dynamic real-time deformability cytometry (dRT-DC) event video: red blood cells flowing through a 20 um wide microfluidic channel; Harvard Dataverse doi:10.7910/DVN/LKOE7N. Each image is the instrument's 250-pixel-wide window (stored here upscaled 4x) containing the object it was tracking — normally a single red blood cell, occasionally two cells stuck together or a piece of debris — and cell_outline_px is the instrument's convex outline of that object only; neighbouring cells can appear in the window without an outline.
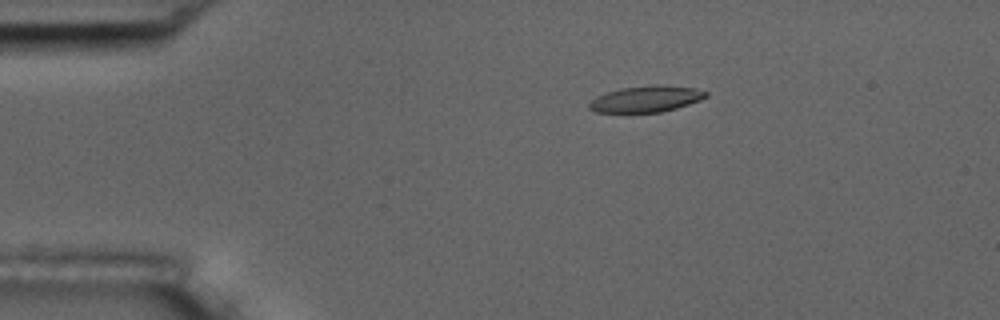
{"species": "common noctule bat (a hibernating species)", "species_latin": "Nyctalus noctula", "temperature_condition": "room temperature", "stored_images_in_passage": 4, "camera_frame_rate_fps": 3000, "um_per_image_px": 0.085, "animal": {"sex": "male", "body_mass_g": 17.5, "forearm_length_mm": 52.3}, "frame": {"image": 1, "passage_image": 1, "time_ms": 0.0, "image_size_px": [1000, 320], "cell_outline_px": [[708, 96], [700, 100], [676, 108], [660, 112], [596, 112], [588, 108], [588, 104], [596, 96], [620, 88], [652, 84], [656, 84], [692, 88], [708, 92]], "centroid_in_image_um": [54.9, 8.4], "position_along_channel_um": 30.1, "area_um2": 17.74}}
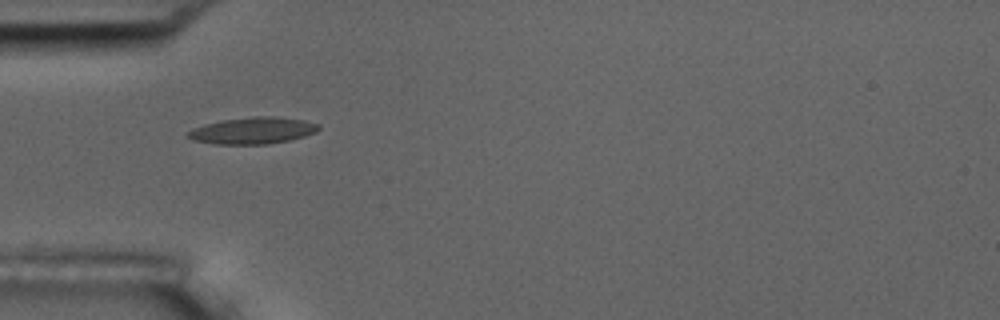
{"frame": {"image": 2, "passage_image": 3, "time_ms": 2.333, "image_size_px": [1000, 320], "cell_outline_px": [[320, 128], [316, 132], [304, 136], [288, 140], [268, 144], [216, 144], [192, 140], [184, 136], [192, 128], [204, 124], [220, 120], [252, 116], [276, 116], [304, 120], [320, 124]], "centroid_in_image_um": [21.46, 11.09], "position_along_channel_um": 63.5, "area_um2": 20.52}}